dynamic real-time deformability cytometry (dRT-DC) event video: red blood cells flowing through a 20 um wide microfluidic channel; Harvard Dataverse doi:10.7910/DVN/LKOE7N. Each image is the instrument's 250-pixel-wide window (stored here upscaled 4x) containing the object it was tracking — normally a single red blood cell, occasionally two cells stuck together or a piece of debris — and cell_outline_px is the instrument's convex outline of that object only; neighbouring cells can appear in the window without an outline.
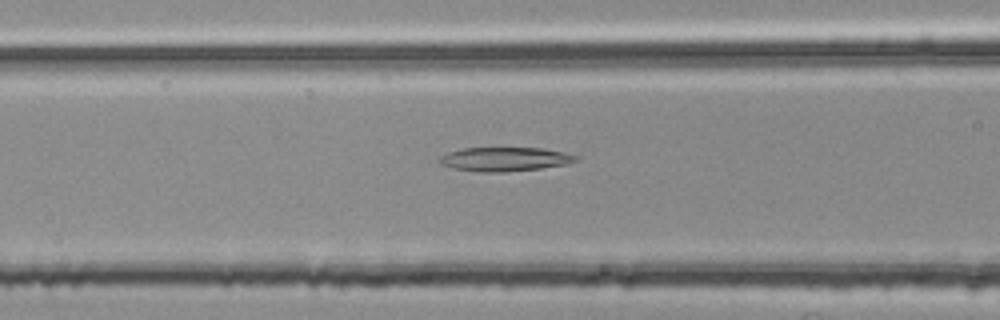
{"species": "common noctule bat (a hibernating species)", "species_latin": "Nyctalus noctula", "temperature_condition": "room temperature", "stored_images_in_passage": 34, "camera_frame_rate_fps": 3000, "um_per_image_px": 0.085, "animal": {"sex": "female", "body_mass_g": 25.1}, "frame": {"image": 1, "passage_image": 8, "time_ms": 2.333, "image_size_px": [1000, 320], "cell_outline_px": [[580, 156], [576, 160], [568, 164], [540, 168], [504, 172], [480, 172], [452, 168], [440, 164], [436, 160], [440, 156], [448, 152], [464, 148], [540, 148], [564, 152]], "centroid_in_image_um": [42.88, 13.53], "position_along_channel_um": 123.7, "area_um2": 19.13}}
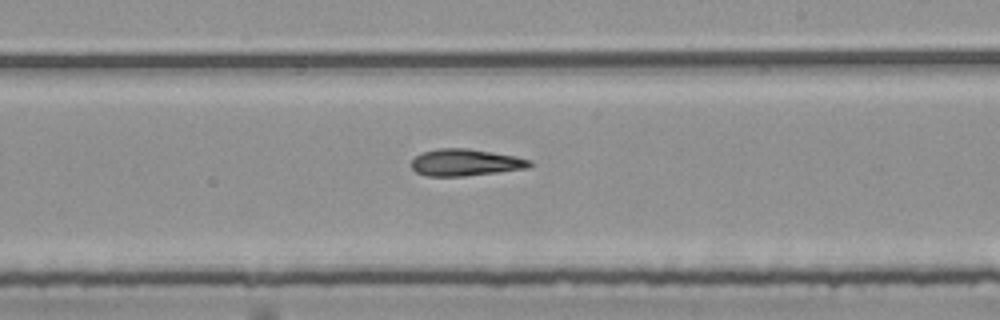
{"frame": {"image": 2, "passage_image": 18, "time_ms": 5.667, "image_size_px": [1000, 320], "cell_outline_px": [[532, 164], [528, 168], [464, 176], [428, 176], [416, 172], [412, 168], [412, 160], [420, 152], [436, 148], [468, 148], [516, 156], [532, 160]], "centroid_in_image_um": [39.55, 13.8], "position_along_channel_um": 249.4, "area_um2": 18.55}}
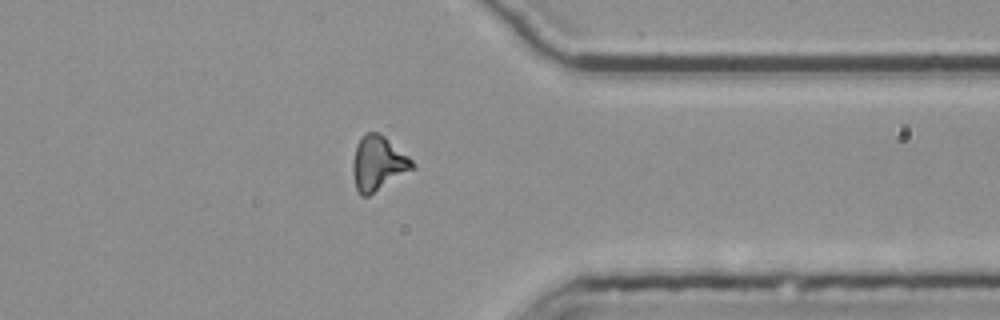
{"frame": {"image": 3, "passage_image": 29, "time_ms": 9.333, "image_size_px": [1000, 320], "cell_outline_px": [[416, 168], [368, 196], [360, 196], [356, 188], [352, 172], [352, 160], [356, 144], [368, 132], [380, 132], [408, 156], [416, 164]], "centroid_in_image_um": [32.14, 13.9], "position_along_channel_um": 379.3, "area_um2": 19.02}}